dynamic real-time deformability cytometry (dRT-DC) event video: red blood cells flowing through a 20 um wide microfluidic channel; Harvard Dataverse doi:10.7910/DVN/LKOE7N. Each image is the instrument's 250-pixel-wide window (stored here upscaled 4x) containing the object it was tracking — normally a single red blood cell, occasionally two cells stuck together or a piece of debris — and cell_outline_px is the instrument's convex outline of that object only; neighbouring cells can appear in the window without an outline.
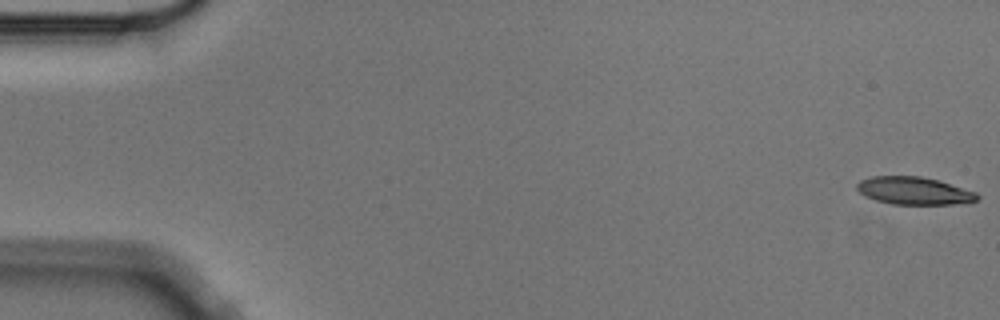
{"species": "Egyptian fruit bat (a non-hibernating species)", "species_latin": "Rousettus aegyptiacus", "temperature_condition": "cold", "stored_images_in_passage": 5, "camera_frame_rate_fps": 3000, "um_per_image_px": 0.085, "animal": {"sex": "male"}, "frame": {"image": 1, "passage_image": 1, "time_ms": 0.0, "image_size_px": [1000, 320], "cell_outline_px": [[980, 196], [976, 200], [968, 204], [892, 204], [876, 200], [864, 196], [856, 188], [856, 184], [860, 180], [872, 176], [920, 176], [936, 180], [976, 192]], "centroid_in_image_um": [77.69, 16.22], "position_along_channel_um": 7.3, "area_um2": 19.36}}
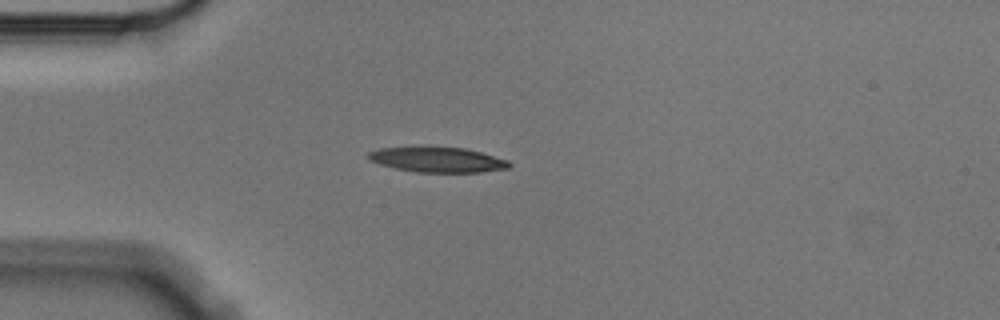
{"frame": {"image": 2, "passage_image": 5, "time_ms": 1.333, "image_size_px": [1000, 320], "cell_outline_px": [[512, 164], [508, 168], [480, 172], [416, 172], [396, 168], [380, 164], [368, 160], [364, 156], [368, 152], [380, 148], [420, 144], [428, 144], [464, 148], [480, 152], [508, 160]], "centroid_in_image_um": [37.09, 13.52], "position_along_channel_um": 47.9, "area_um2": 21.56}}